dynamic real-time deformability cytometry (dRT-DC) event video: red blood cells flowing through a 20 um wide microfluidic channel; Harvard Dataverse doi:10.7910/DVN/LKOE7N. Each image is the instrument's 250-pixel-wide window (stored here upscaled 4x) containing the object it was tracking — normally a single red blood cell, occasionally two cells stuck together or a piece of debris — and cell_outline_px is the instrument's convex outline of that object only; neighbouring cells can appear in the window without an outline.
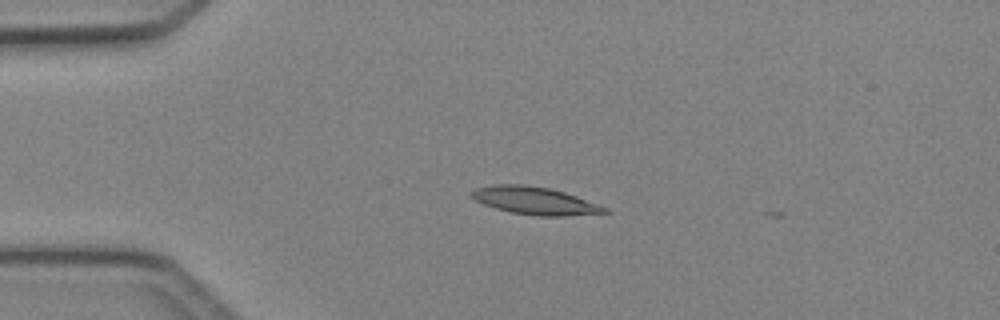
{"species": "Egyptian fruit bat (a non-hibernating species)", "species_latin": "Rousettus aegyptiacus", "temperature_condition": "cold", "stored_images_in_passage": 3, "camera_frame_rate_fps": 3000, "um_per_image_px": 0.085, "animal": {"sex": "female"}, "frame": {"image": 1, "passage_image": 3, "time_ms": 2.333, "image_size_px": [1000, 320], "cell_outline_px": [[612, 212], [564, 216], [536, 216], [512, 212], [496, 208], [484, 204], [476, 200], [468, 192], [476, 188], [496, 184], [524, 184], [548, 188], [564, 192], [576, 196], [608, 208]], "centroid_in_image_um": [45.46, 17.06], "position_along_channel_um": 39.5, "area_um2": 21.27}}